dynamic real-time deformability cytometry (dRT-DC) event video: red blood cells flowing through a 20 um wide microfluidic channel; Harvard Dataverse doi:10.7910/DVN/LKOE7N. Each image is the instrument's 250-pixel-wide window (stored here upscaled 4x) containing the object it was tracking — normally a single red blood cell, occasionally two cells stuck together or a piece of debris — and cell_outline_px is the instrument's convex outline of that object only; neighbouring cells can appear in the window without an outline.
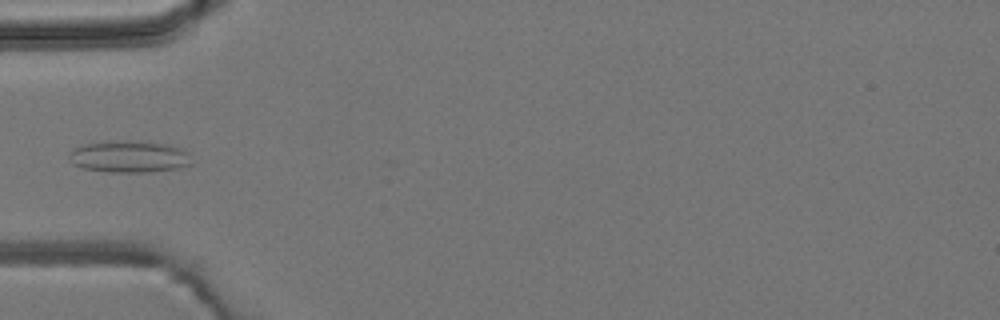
{"species": "common noctule bat (a hibernating species)", "species_latin": "Nyctalus noctula", "temperature_condition": "room temperature", "stored_images_in_passage": 3, "camera_frame_rate_fps": 3000, "um_per_image_px": 0.085, "animal": {"sex": "male", "body_mass_g": 19.2, "forearm_length_mm": 51.8}, "frame": {"image": 1, "passage_image": 2, "time_ms": 1.333, "image_size_px": [1000, 320], "cell_outline_px": [[192, 164], [176, 168], [148, 172], [108, 172], [84, 168], [72, 164], [68, 156], [68, 152], [72, 148], [80, 144], [108, 140], [120, 140], [164, 144], [184, 148], [188, 152]], "centroid_in_image_um": [10.91, 13.3], "position_along_channel_um": 74.1, "area_um2": 23.0}}